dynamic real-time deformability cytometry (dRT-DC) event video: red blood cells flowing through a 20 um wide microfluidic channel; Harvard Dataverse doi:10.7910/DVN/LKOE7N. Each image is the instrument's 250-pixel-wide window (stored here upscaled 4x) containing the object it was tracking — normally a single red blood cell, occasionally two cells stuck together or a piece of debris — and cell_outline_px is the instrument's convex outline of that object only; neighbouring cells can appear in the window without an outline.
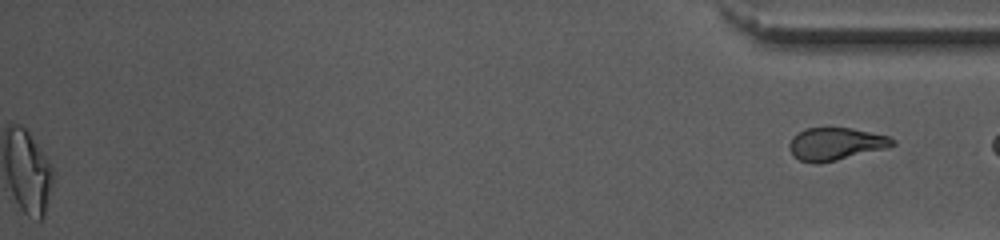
{"species": "common noctule bat (a hibernating species)", "species_latin": "Nyctalus noctula", "temperature_condition": "warm", "stored_images_in_passage": 36, "segment_of_instrument_passage": [2, 2], "camera_frame_rate_fps": 3000, "um_per_image_px": 0.085, "animal": {"sex": "female", "body_mass_g": 10.0, "forearm_length_mm": 53.1}, "frame": {"image": 1, "passage_image": 36, "time_ms": 11.667, "image_size_px": [1000, 240], "cell_outline_px": [[896, 144], [884, 148], [836, 160], [816, 164], [812, 164], [800, 160], [792, 156], [788, 148], [788, 144], [792, 136], [808, 128], [852, 128], [888, 136], [896, 140]], "centroid_in_image_um": [70.98, 12.24], "position_along_channel_um": 364.2, "area_um2": 19.48}}